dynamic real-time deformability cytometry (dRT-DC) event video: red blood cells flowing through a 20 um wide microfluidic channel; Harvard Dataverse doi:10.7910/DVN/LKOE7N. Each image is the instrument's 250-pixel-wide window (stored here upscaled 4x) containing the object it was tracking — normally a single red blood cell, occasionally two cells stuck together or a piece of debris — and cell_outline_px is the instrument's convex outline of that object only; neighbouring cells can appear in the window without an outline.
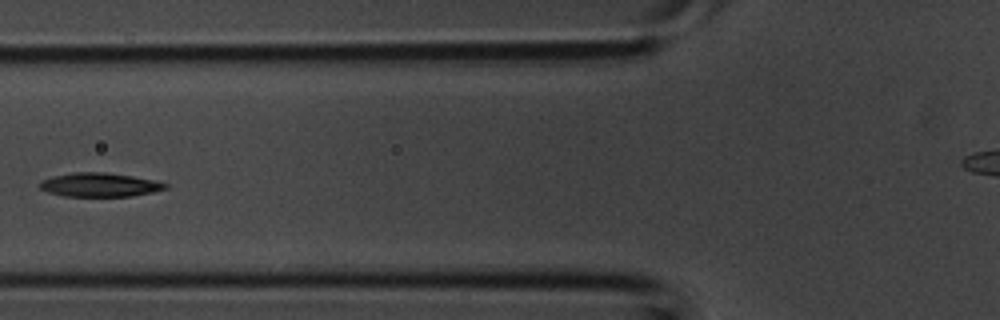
{"species": "common noctule bat (a hibernating species)", "species_latin": "Nyctalus noctula", "temperature_condition": "room temperature", "stored_images_in_passage": 4, "camera_frame_rate_fps": 3000, "um_per_image_px": 0.085, "animal": {"sex": "male", "body_mass_g": 20.1, "forearm_length_mm": 53.5}, "frame": {"image": 1, "passage_image": 4, "time_ms": 1.0, "image_size_px": [1000, 320], "cell_outline_px": [[168, 188], [152, 192], [132, 196], [64, 196], [48, 192], [40, 188], [40, 180], [52, 176], [76, 172], [104, 172], [132, 176], [156, 180], [168, 184]], "centroid_in_image_um": [8.48, 15.7], "position_along_channel_um": 117.3, "area_um2": 17.46}}